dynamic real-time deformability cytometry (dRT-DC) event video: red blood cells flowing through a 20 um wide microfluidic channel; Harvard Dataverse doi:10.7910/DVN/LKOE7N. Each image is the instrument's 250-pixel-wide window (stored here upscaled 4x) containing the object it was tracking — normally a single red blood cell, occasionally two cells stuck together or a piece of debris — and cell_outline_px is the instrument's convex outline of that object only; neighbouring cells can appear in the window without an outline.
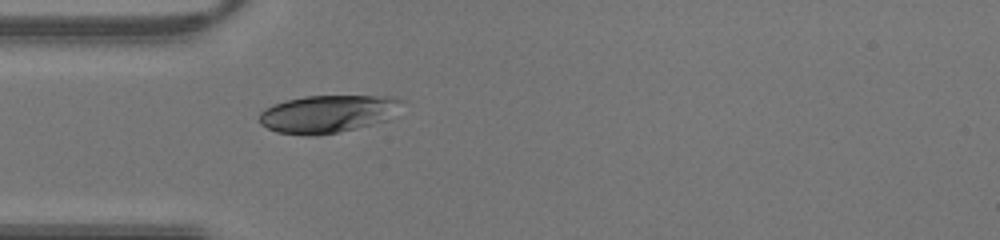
{"species": "human", "species_latin": "Homo sapiens", "temperature_condition": "warm", "stored_images_in_passage": 31, "camera_frame_rate_fps": 3000, "um_per_image_px": 0.085, "donor": {"sex": "male"}, "frame": {"image": 1, "passage_image": 1, "time_ms": 0.0, "image_size_px": [1000, 240], "cell_outline_px": [[404, 100], [388, 120], [372, 124], [336, 132], [312, 136], [304, 136], [276, 132], [260, 124], [260, 112], [264, 108], [272, 104], [304, 96], [396, 96]], "centroid_in_image_um": [27.83, 9.67], "position_along_channel_um": 57.2, "area_um2": 31.21}}
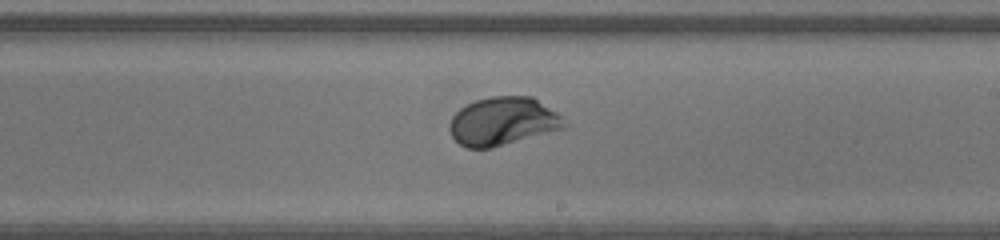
{"frame": {"image": 2, "passage_image": 13, "time_ms": 4.0, "image_size_px": [1000, 240], "cell_outline_px": [[568, 124], [564, 128], [492, 148], [468, 148], [460, 144], [452, 136], [448, 128], [452, 116], [460, 108], [476, 100], [492, 96], [532, 96], [556, 112]], "centroid_in_image_um": [42.73, 10.31], "position_along_channel_um": 246.3, "area_um2": 32.08}}
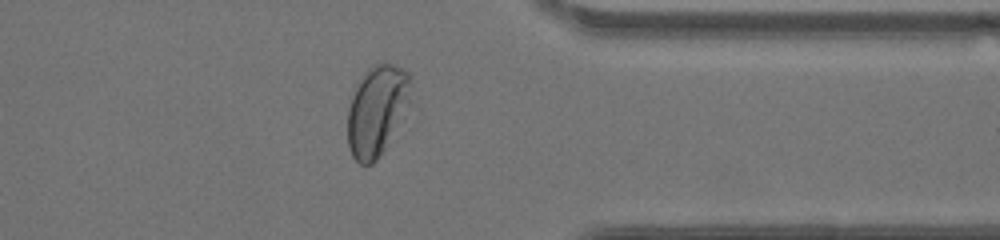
{"frame": {"image": 3, "passage_image": 22, "time_ms": 7.0, "image_size_px": [1000, 240], "cell_outline_px": [[412, 104], [384, 148], [376, 160], [372, 164], [364, 168], [352, 156], [348, 144], [348, 108], [352, 96], [364, 72], [372, 64], [384, 60], [408, 72]], "centroid_in_image_um": [32.05, 9.37], "position_along_channel_um": 379.3, "area_um2": 33.52}}